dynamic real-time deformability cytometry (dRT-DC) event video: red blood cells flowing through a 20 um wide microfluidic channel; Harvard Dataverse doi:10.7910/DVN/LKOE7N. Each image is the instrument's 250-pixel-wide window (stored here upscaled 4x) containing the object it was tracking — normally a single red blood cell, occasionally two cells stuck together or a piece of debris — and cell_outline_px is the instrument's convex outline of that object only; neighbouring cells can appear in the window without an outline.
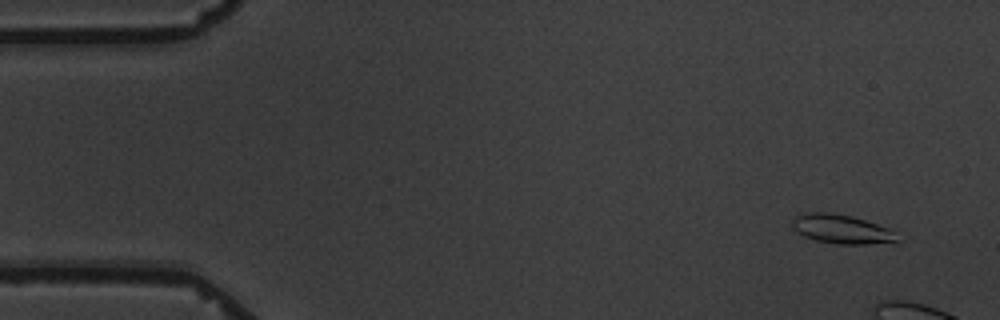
{"species": "common noctule bat (a hibernating species)", "species_latin": "Nyctalus noctula", "temperature_condition": "warm", "stored_images_in_passage": 4, "camera_frame_rate_fps": 3000, "um_per_image_px": 0.085, "animal": {"sex": "male", "body_mass_g": 19.5, "forearm_length_mm": 54.6}, "frame": {"image": 1, "passage_image": 1, "time_ms": 0.0, "image_size_px": [1000, 320], "cell_outline_px": [[900, 240], [896, 244], [836, 244], [816, 240], [804, 236], [796, 232], [792, 228], [792, 220], [796, 216], [808, 212], [828, 212], [852, 216], [888, 228], [896, 232]], "centroid_in_image_um": [71.59, 19.5], "position_along_channel_um": 13.4, "area_um2": 18.09}}